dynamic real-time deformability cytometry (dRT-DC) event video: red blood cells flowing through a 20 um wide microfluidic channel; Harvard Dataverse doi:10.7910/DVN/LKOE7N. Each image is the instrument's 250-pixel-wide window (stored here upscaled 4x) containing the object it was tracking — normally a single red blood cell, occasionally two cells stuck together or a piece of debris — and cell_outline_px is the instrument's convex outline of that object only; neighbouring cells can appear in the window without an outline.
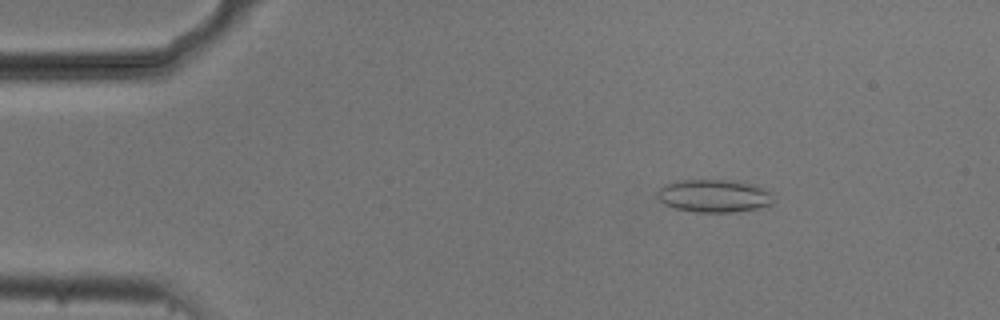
{"species": "common noctule bat (a hibernating species)", "species_latin": "Nyctalus noctula", "temperature_condition": "cold", "stored_images_in_passage": 54, "camera_frame_rate_fps": 3000, "um_per_image_px": 0.085, "animal": {"sex": "male", "body_mass_g": 20.5, "forearm_length_mm": 52.5}, "frame": {"image": 1, "passage_image": 8, "time_ms": 2.333, "image_size_px": [1000, 320], "cell_outline_px": [[776, 200], [768, 208], [736, 212], [696, 212], [676, 208], [664, 204], [656, 196], [656, 192], [664, 184], [676, 180], [732, 180], [756, 184], [772, 192]], "centroid_in_image_um": [60.78, 16.65], "position_along_channel_um": 24.2, "area_um2": 22.95}}
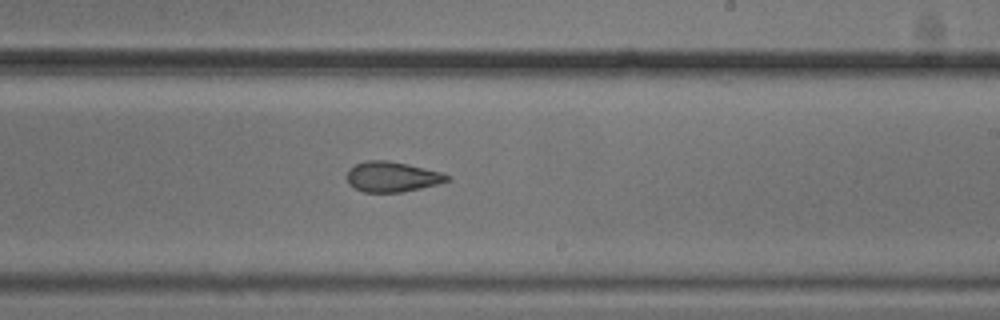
{"frame": {"image": 2, "passage_image": 32, "time_ms": 10.333, "image_size_px": [1000, 320], "cell_outline_px": [[452, 180], [420, 188], [400, 192], [364, 192], [348, 184], [348, 168], [356, 164], [368, 160], [388, 160], [408, 164], [444, 172]], "centroid_in_image_um": [33.35, 15.01], "position_along_channel_um": 255.7, "area_um2": 17.63}}
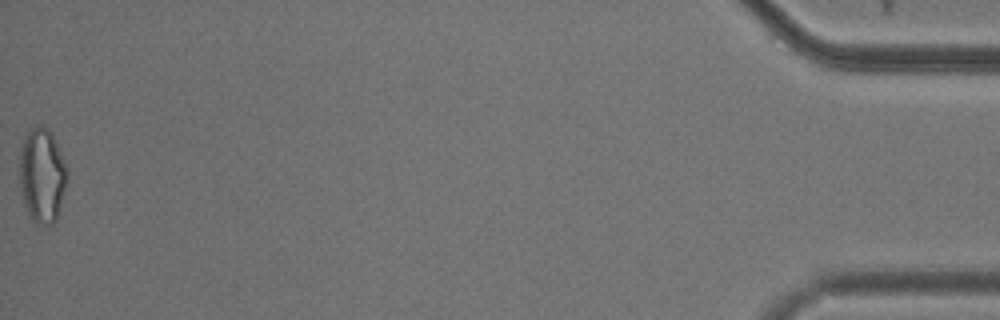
{"frame": {"image": 3, "passage_image": 54, "time_ms": 17.667, "image_size_px": [1000, 320], "cell_outline_px": [[68, 176], [56, 220], [48, 228], [36, 224], [32, 220], [24, 204], [16, 176], [20, 148], [28, 132], [36, 124], [40, 124], [48, 128], [52, 132], [68, 168]], "centroid_in_image_um": [3.54, 14.91], "position_along_channel_um": 431.7, "area_um2": 27.22}, "authors_computed_cell_mechanics": {"area_um2": 20.0277, "velocity_mm_per_s": 3.741, "shape_relaxation_time_tau1_ms": null, "shape_relaxation_time_tau2_ms": 2.6202, "deformation_change_tau1": null, "deformation_change_tau2": 0.0942}}